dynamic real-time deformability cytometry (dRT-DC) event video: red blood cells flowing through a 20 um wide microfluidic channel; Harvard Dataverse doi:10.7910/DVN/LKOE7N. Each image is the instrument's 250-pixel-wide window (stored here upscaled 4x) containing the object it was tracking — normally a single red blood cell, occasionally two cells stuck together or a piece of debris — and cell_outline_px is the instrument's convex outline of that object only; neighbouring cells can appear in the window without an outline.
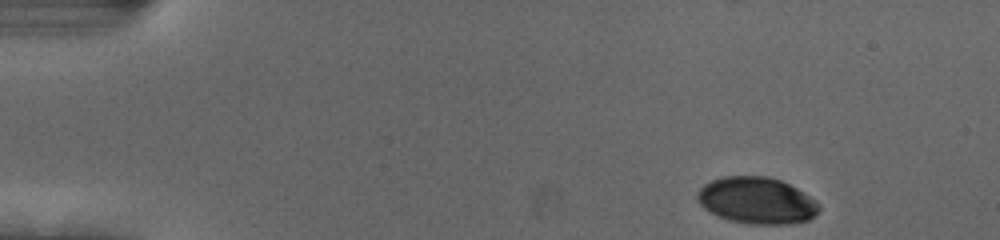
{"species": "human", "species_latin": "Homo sapiens", "temperature_condition": "cold", "stored_images_in_passage": 50, "camera_frame_rate_fps": 3000, "um_per_image_px": 0.085, "donor": {"sex": "female"}, "frame": {"image": 1, "passage_image": 1, "time_ms": 0.0, "image_size_px": [1000, 240], "cell_outline_px": [[820, 208], [808, 220], [788, 224], [752, 224], [728, 220], [704, 208], [700, 204], [696, 196], [696, 192], [704, 184], [712, 180], [724, 176], [768, 176], [780, 180], [804, 192], [816, 200]], "centroid_in_image_um": [64.31, 17.03], "position_along_channel_um": 20.7, "area_um2": 32.89}}
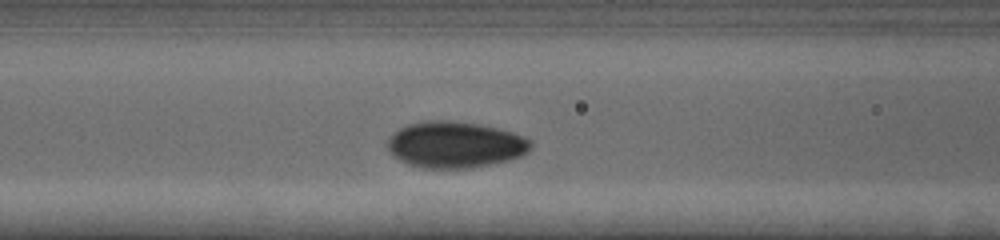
{"frame": {"image": 2, "passage_image": 18, "time_ms": 5.667, "image_size_px": [1000, 240], "cell_outline_px": [[532, 148], [528, 152], [520, 156], [508, 160], [468, 168], [424, 168], [408, 164], [392, 156], [388, 148], [388, 140], [400, 128], [408, 124], [428, 120], [448, 120], [480, 124], [512, 132], [524, 136], [532, 140]], "centroid_in_image_um": [38.7, 12.29], "position_along_channel_um": 127.9, "area_um2": 38.55}}
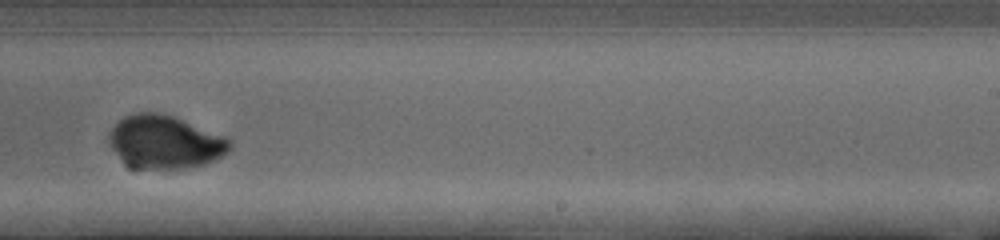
{"frame": {"image": 3, "passage_image": 30, "time_ms": 9.667, "image_size_px": [1000, 240], "cell_outline_px": [[232, 148], [228, 152], [204, 164], [184, 168], [132, 172], [124, 168], [116, 156], [108, 140], [108, 132], [124, 116], [136, 112], [156, 112], [172, 116], [228, 136], [232, 140]], "centroid_in_image_um": [13.96, 12.13], "position_along_channel_um": 275.0, "area_um2": 38.78}, "authors_computed_cell_mechanics": {"area_um2": 35.4603, "velocity_mm_per_s": 3.7001, "shape_relaxation_time_tau1_ms": 3.6912, "shape_relaxation_time_tau2_ms": null, "deformation_change_tau1": 0.1678, "deformation_change_tau2": null}}